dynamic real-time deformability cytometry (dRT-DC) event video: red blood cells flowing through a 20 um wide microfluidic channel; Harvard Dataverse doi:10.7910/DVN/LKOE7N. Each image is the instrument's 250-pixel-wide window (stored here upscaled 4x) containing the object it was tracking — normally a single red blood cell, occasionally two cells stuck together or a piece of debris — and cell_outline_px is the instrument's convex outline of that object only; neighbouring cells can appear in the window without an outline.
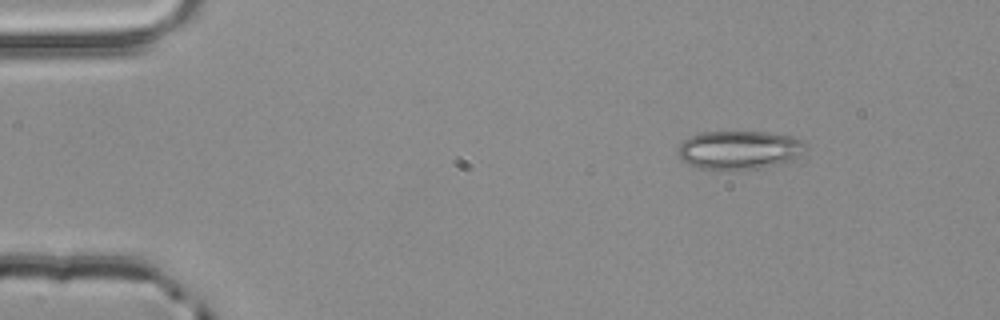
{"species": "common noctule bat (a hibernating species)", "species_latin": "Nyctalus noctula", "temperature_condition": "room temperature", "stored_images_in_passage": 3, "camera_frame_rate_fps": 3000, "um_per_image_px": 0.085, "animal": {"sex": "male", "body_mass_g": 20.4}, "frame": {"image": 1, "passage_image": 1, "time_ms": 0.0, "image_size_px": [1000, 320], "cell_outline_px": [[808, 148], [800, 156], [788, 160], [760, 168], [700, 168], [688, 164], [676, 152], [680, 144], [684, 140], [692, 136], [704, 132], [768, 132], [792, 136], [804, 140], [808, 144]], "centroid_in_image_um": [62.89, 12.71], "position_along_channel_um": 22.1, "area_um2": 28.26}}